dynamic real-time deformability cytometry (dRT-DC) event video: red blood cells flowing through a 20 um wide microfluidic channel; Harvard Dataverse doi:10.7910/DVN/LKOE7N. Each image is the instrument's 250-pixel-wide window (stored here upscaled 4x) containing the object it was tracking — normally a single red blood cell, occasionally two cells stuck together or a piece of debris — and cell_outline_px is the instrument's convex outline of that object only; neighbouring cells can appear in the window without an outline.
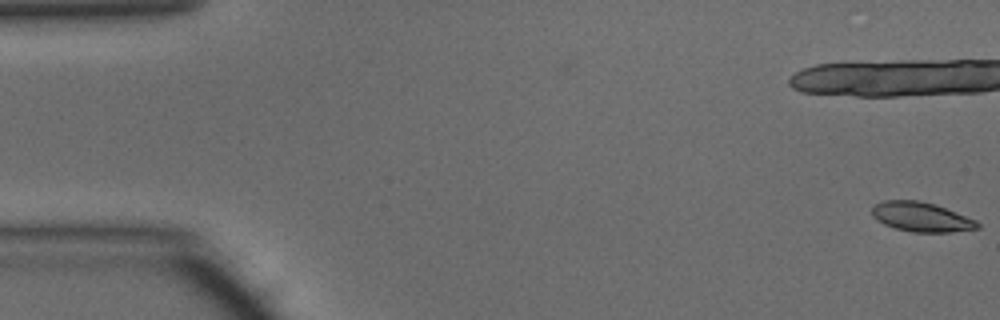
{"species": "common noctule bat (a hibernating species)", "species_latin": "Nyctalus noctula", "temperature_condition": "warm", "stored_images_in_passage": 17, "camera_frame_rate_fps": 3000, "um_per_image_px": 0.085, "animal": {"sex": "male", "body_mass_g": 15.6}, "frame": {"image": 1, "passage_image": 1, "time_ms": 0.0, "image_size_px": [1000, 320], "cell_outline_px": [[980, 228], [952, 232], [912, 232], [896, 228], [884, 224], [876, 220], [872, 216], [872, 208], [876, 204], [884, 200], [916, 200], [932, 204], [944, 208], [976, 220], [980, 224]], "centroid_in_image_um": [78.29, 18.45], "position_along_channel_um": 6.7, "area_um2": 17.92}}